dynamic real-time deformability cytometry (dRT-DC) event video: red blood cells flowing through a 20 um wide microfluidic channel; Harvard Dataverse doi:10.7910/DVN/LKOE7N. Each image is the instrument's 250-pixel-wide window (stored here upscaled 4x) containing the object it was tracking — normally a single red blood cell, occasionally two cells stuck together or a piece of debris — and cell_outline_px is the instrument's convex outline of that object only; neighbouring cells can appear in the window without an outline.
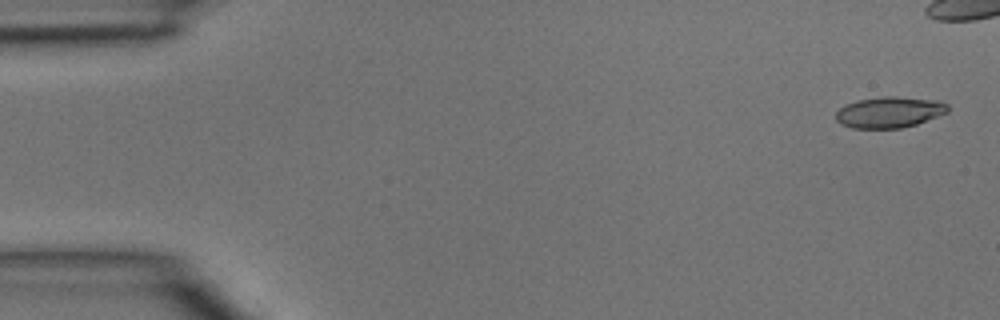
{"species": "common noctule bat (a hibernating species)", "species_latin": "Nyctalus noctula", "temperature_condition": "room temperature", "stored_images_in_passage": 5, "camera_frame_rate_fps": 3000, "um_per_image_px": 0.085, "animal": {"sex": "male", "body_mass_g": 15.6}, "frame": {"image": 1, "passage_image": 1, "time_ms": 0.0, "image_size_px": [1000, 320], "cell_outline_px": [[948, 112], [916, 124], [900, 128], [852, 128], [840, 124], [836, 120], [836, 112], [844, 104], [856, 100], [884, 96], [896, 96], [936, 100], [948, 104]], "centroid_in_image_um": [75.56, 9.53], "position_along_channel_um": 9.4, "area_um2": 20.29}}